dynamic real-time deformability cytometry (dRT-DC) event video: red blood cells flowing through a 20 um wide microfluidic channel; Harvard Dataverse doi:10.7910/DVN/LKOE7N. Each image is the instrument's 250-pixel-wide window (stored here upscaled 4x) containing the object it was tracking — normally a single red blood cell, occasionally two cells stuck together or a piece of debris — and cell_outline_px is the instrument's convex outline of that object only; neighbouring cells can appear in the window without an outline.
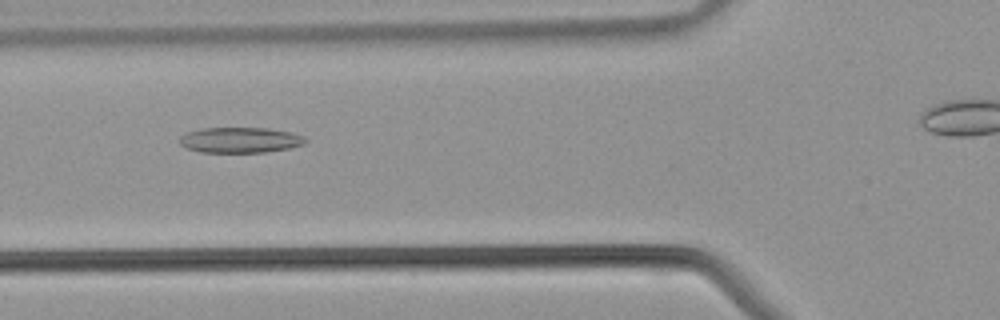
{"species": "common noctule bat (a hibernating species)", "species_latin": "Nyctalus noctula", "temperature_condition": "warm", "stored_images_in_passage": 23, "camera_frame_rate_fps": 3000, "um_per_image_px": 0.085, "animal": {"sex": "male", "body_mass_g": 21.5, "forearm_length_mm": 52.0}, "frame": {"image": 1, "passage_image": 4, "time_ms": 1.0, "image_size_px": [1000, 320], "cell_outline_px": [[308, 140], [304, 144], [292, 148], [264, 152], [200, 152], [188, 148], [180, 144], [180, 136], [184, 132], [200, 128], [268, 128], [292, 132], [304, 136]], "centroid_in_image_um": [20.43, 11.89], "position_along_channel_um": 105.4, "area_um2": 18.9}}
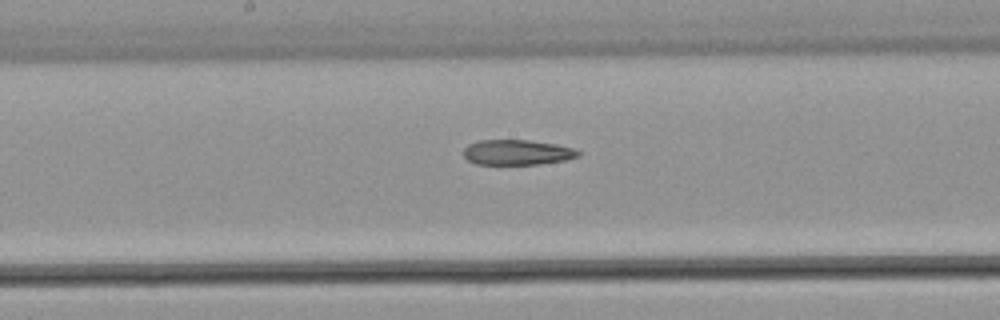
{"frame": {"image": 2, "passage_image": 10, "time_ms": 3.0, "image_size_px": [1000, 320], "cell_outline_px": [[580, 156], [564, 160], [540, 164], [476, 164], [468, 160], [464, 156], [464, 148], [468, 144], [480, 140], [528, 140], [556, 144], [572, 148], [580, 152]], "centroid_in_image_um": [43.94, 12.95], "position_along_channel_um": 204.3, "area_um2": 16.76}}
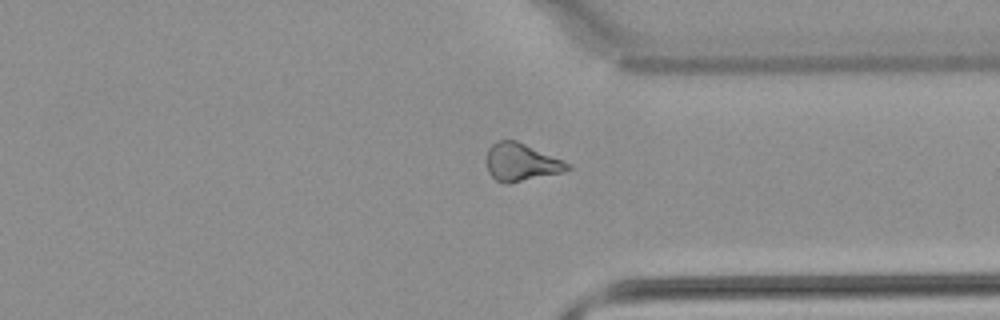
{"frame": {"image": 3, "passage_image": 20, "time_ms": 6.333, "image_size_px": [1000, 320], "cell_outline_px": [[572, 168], [564, 172], [508, 184], [496, 180], [488, 172], [488, 148], [496, 140], [516, 140], [564, 160], [572, 164]], "centroid_in_image_um": [44.35, 13.79], "position_along_channel_um": 367.0, "area_um2": 17.86}}